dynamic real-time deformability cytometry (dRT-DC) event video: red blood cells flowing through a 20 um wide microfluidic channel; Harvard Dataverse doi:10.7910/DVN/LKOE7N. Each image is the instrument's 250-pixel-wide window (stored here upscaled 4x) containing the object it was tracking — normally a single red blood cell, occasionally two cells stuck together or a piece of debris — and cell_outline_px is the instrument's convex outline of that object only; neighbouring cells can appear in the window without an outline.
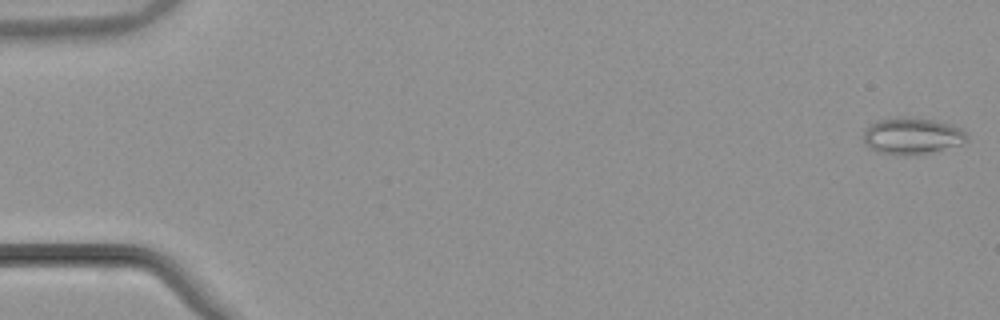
{"species": "common noctule bat (a hibernating species)", "species_latin": "Nyctalus noctula", "temperature_condition": "warm", "stored_images_in_passage": 54, "camera_frame_rate_fps": 3000, "um_per_image_px": 0.085, "animal": {"sex": "male", "body_mass_g": 21.5, "forearm_length_mm": 52.0}, "frame": {"image": 1, "passage_image": 1, "time_ms": 0.0, "image_size_px": [1000, 320], "cell_outline_px": [[968, 140], [960, 144], [928, 152], [876, 152], [868, 148], [864, 140], [864, 128], [880, 120], [896, 116], [936, 120], [960, 128], [968, 136]], "centroid_in_image_um": [77.5, 11.5], "position_along_channel_um": 7.5, "area_um2": 21.15}}
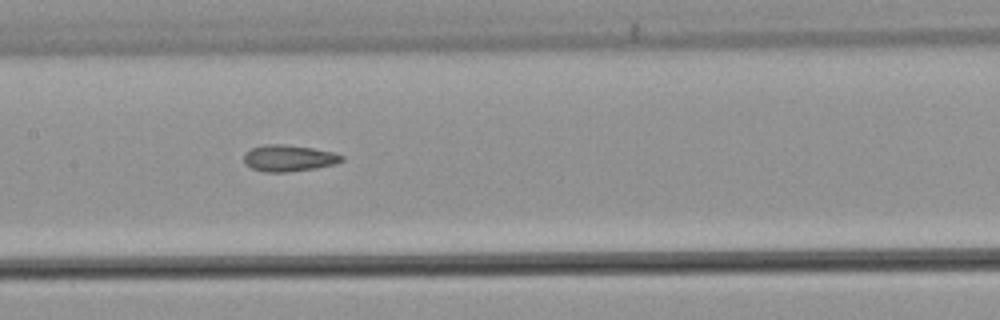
{"frame": {"image": 2, "passage_image": 27, "time_ms": 8.667, "image_size_px": [1000, 320], "cell_outline_px": [[344, 160], [336, 164], [316, 168], [288, 172], [264, 172], [252, 168], [244, 160], [244, 152], [252, 148], [264, 144], [284, 144], [312, 148], [336, 152], [344, 156]], "centroid_in_image_um": [24.58, 13.44], "position_along_channel_um": 182.8, "area_um2": 15.2}}
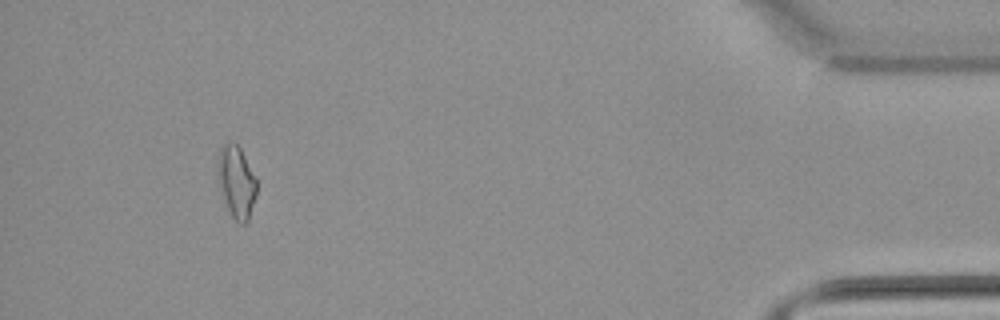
{"frame": {"image": 3, "passage_image": 50, "time_ms": 16.333, "image_size_px": [1000, 320], "cell_outline_px": [[256, 196], [248, 220], [244, 224], [240, 224], [232, 216], [224, 200], [216, 176], [216, 156], [220, 148], [228, 140], [236, 144], [240, 148], [256, 180]], "centroid_in_image_um": [20.05, 15.42], "position_along_channel_um": 415.2, "area_um2": 16.42}, "authors_computed_cell_mechanics": {"area_um2": 15.606, "velocity_mm_per_s": 3.8762, "shape_relaxation_time_tau1_ms": null, "shape_relaxation_time_tau2_ms": 4.1101, "deformation_change_tau1": null, "deformation_change_tau2": 0.1113}}